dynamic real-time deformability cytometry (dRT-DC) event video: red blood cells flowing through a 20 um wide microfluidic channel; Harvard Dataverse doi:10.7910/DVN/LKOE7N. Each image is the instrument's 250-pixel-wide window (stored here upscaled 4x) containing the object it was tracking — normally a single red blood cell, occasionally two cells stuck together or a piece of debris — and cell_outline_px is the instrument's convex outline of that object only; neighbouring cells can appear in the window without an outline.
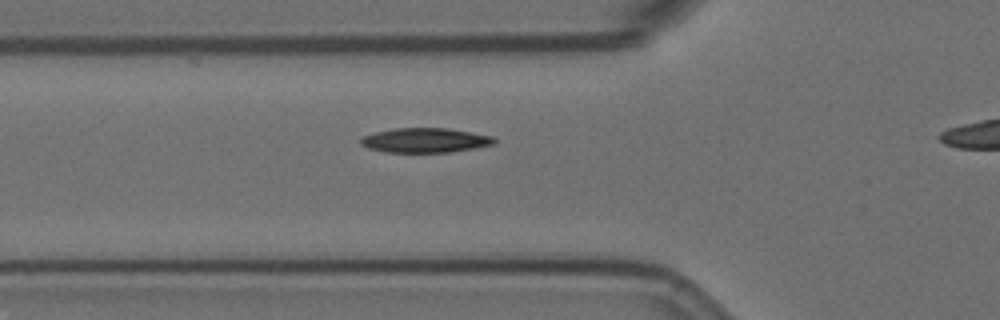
{"species": "Egyptian fruit bat (a non-hibernating species)", "species_latin": "Rousettus aegyptiacus", "temperature_condition": "room temperature", "stored_images_in_passage": 29, "camera_frame_rate_fps": 3000, "um_per_image_px": 0.085, "animal": {"sex": "female"}, "frame": {"image": 1, "passage_image": 2, "time_ms": 0.333, "image_size_px": [1000, 320], "cell_outline_px": [[496, 144], [448, 152], [384, 152], [368, 148], [360, 144], [360, 136], [376, 132], [396, 128], [448, 128], [492, 136], [496, 140]], "centroid_in_image_um": [36.1, 11.92], "position_along_channel_um": 89.7, "area_um2": 19.07}}
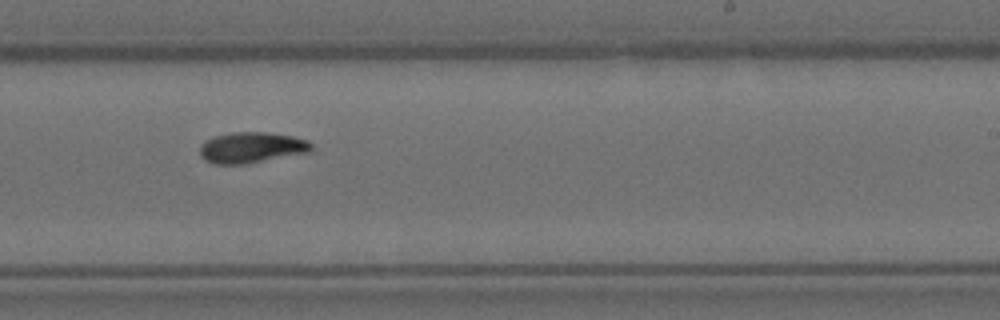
{"frame": {"image": 2, "passage_image": 17, "time_ms": 5.333, "image_size_px": [1000, 320], "cell_outline_px": [[312, 148], [308, 152], [244, 164], [216, 164], [204, 160], [200, 156], [200, 144], [212, 136], [232, 132], [268, 132], [292, 136], [308, 140], [312, 144]], "centroid_in_image_um": [21.34, 12.53], "position_along_channel_um": 267.7, "area_um2": 20.06}}
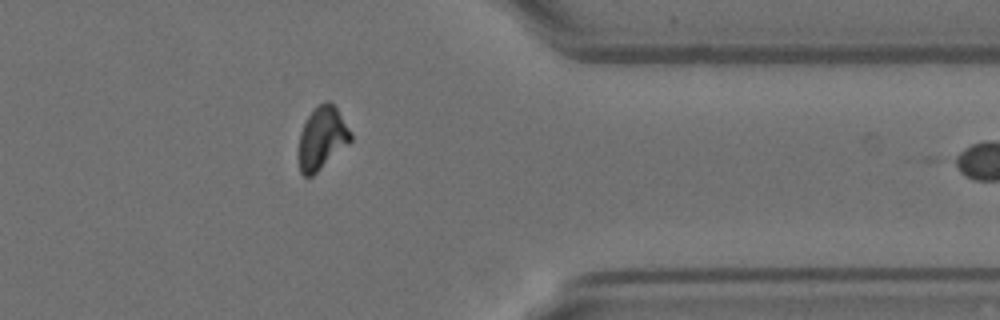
{"frame": {"image": 3, "passage_image": 28, "time_ms": 9.0, "image_size_px": [1000, 320], "cell_outline_px": [[352, 140], [348, 144], [312, 176], [304, 176], [300, 172], [296, 156], [300, 132], [308, 116], [320, 104], [328, 100], [332, 100], [352, 132]], "centroid_in_image_um": [27.35, 11.74], "position_along_channel_um": 384.0, "area_um2": 19.25}}